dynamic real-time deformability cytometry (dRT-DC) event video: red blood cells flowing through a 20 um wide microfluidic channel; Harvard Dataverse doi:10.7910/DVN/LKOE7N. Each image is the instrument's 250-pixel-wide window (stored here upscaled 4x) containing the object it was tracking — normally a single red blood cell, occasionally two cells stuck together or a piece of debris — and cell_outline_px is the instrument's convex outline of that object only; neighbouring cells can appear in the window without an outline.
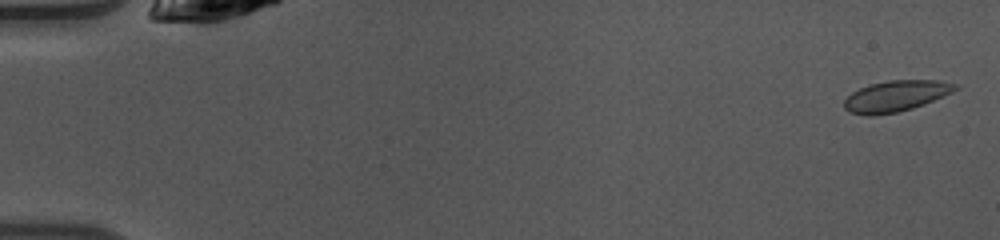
{"species": "common noctule bat (a hibernating species)", "species_latin": "Nyctalus noctula", "temperature_condition": "warm", "stored_images_in_passage": 48, "camera_frame_rate_fps": 3000, "um_per_image_px": 0.085, "animal": {"sex": "female", "body_mass_g": 10.0, "forearm_length_mm": 53.1}, "frame": {"image": 1, "passage_image": 2, "time_ms": 0.333, "image_size_px": [1000, 240], "cell_outline_px": [[960, 88], [944, 96], [924, 104], [912, 108], [896, 112], [872, 116], [868, 116], [848, 112], [844, 108], [844, 100], [852, 92], [868, 84], [888, 80], [940, 80], [960, 84]], "centroid_in_image_um": [76.17, 8.15], "position_along_channel_um": 8.8, "area_um2": 20.29}}
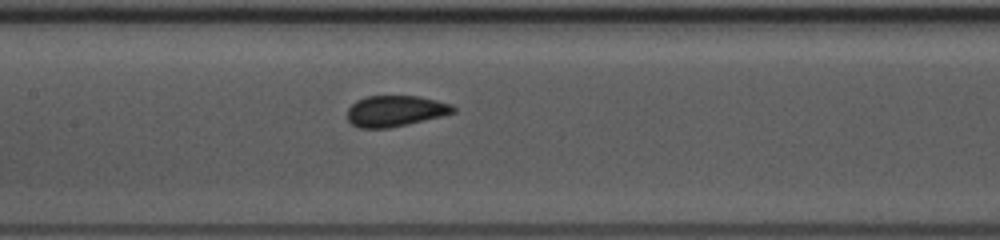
{"frame": {"image": 2, "passage_image": 24, "time_ms": 7.667, "image_size_px": [1000, 240], "cell_outline_px": [[456, 112], [408, 124], [388, 128], [360, 128], [352, 124], [348, 120], [348, 108], [356, 100], [368, 96], [420, 96], [452, 104], [456, 108]], "centroid_in_image_um": [33.61, 9.43], "position_along_channel_um": 173.8, "area_um2": 19.07}}
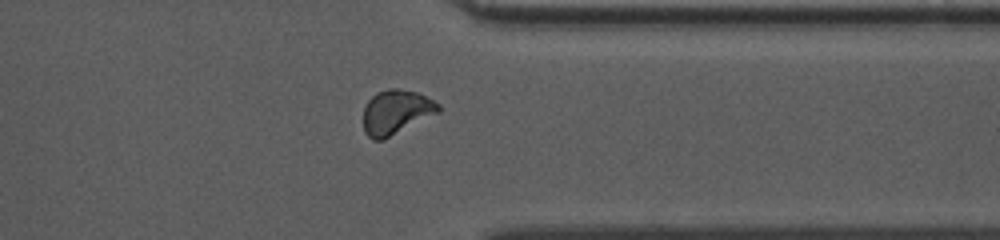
{"frame": {"image": 3, "passage_image": 39, "time_ms": 12.667, "image_size_px": [1000, 240], "cell_outline_px": [[440, 112], [384, 140], [372, 140], [364, 132], [364, 108], [368, 100], [376, 92], [388, 88], [400, 88], [416, 92], [440, 104]], "centroid_in_image_um": [33.66, 9.53], "position_along_channel_um": 377.7, "area_um2": 19.59}}